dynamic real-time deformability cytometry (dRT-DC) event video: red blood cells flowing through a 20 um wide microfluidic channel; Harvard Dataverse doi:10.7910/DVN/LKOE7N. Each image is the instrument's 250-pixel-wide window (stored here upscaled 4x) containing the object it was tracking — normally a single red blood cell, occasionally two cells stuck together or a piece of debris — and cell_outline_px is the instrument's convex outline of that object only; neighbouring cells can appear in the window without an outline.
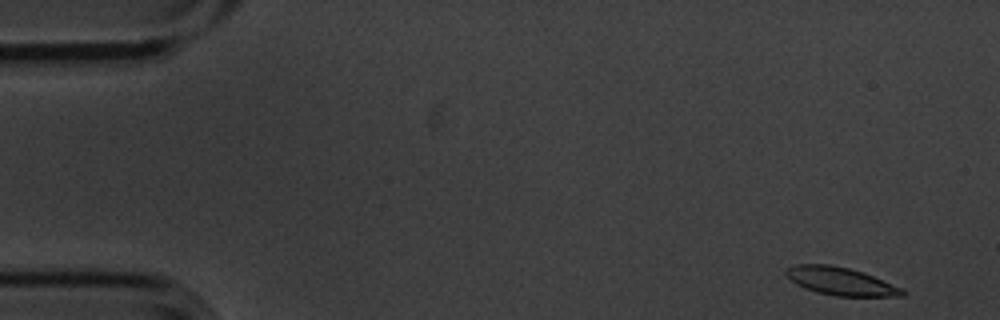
{"species": "common noctule bat (a hibernating species)", "species_latin": "Nyctalus noctula", "temperature_condition": "cold", "stored_images_in_passage": 4, "camera_frame_rate_fps": 3000, "um_per_image_px": 0.085, "animal": {"sex": "male", "body_mass_g": 20.1, "forearm_length_mm": 53.5}, "frame": {"image": 1, "passage_image": 1, "time_ms": 0.0, "image_size_px": [1000, 320], "cell_outline_px": [[908, 292], [904, 296], [836, 296], [816, 292], [804, 288], [796, 284], [784, 272], [784, 268], [796, 264], [828, 264], [848, 268], [872, 276], [900, 288]], "centroid_in_image_um": [71.4, 23.91], "position_along_channel_um": 13.6, "area_um2": 18.67}}